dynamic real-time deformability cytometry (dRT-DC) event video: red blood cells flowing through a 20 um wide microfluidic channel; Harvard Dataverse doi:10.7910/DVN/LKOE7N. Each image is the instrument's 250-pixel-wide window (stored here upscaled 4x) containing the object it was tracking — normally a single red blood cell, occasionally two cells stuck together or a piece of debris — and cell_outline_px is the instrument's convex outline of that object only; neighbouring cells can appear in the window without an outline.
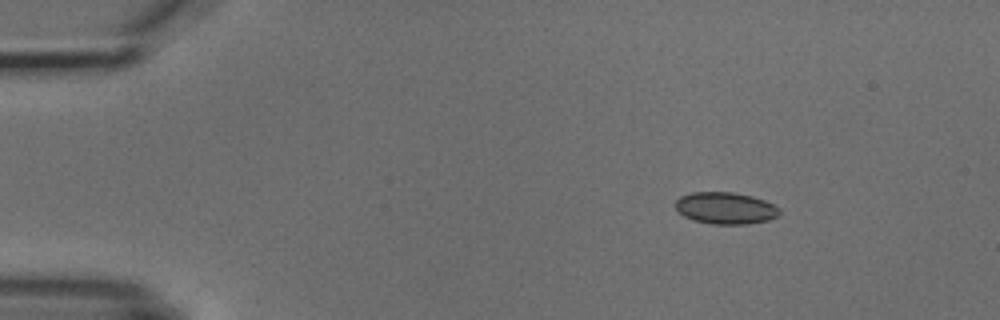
{"species": "common noctule bat (a hibernating species)", "species_latin": "Nyctalus noctula", "temperature_condition": "cold", "stored_images_in_passage": 5, "camera_frame_rate_fps": 3000, "um_per_image_px": 0.085, "animal": {"sex": "male", "body_mass_g": 18.8}, "frame": {"image": 1, "passage_image": 1, "time_ms": 0.0, "image_size_px": [1000, 320], "cell_outline_px": [[780, 216], [768, 220], [748, 224], [712, 224], [692, 220], [684, 216], [676, 208], [676, 200], [680, 196], [692, 192], [732, 192], [752, 196], [764, 200], [780, 208]], "centroid_in_image_um": [61.68, 17.69], "position_along_channel_um": 23.3, "area_um2": 19.36}}
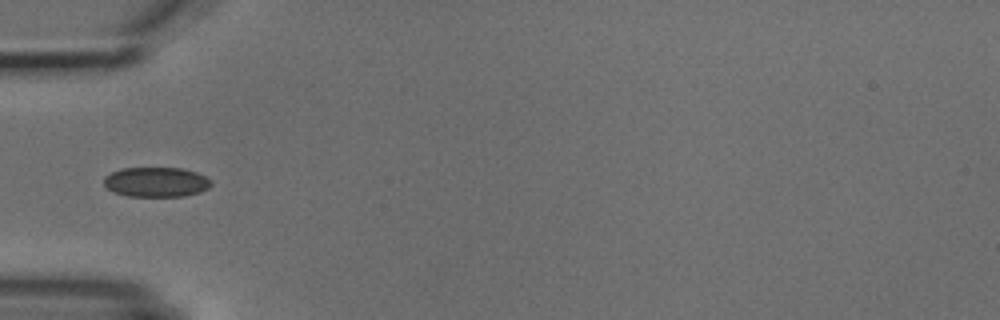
{"frame": {"image": 2, "passage_image": 4, "time_ms": 3.333, "image_size_px": [1000, 320], "cell_outline_px": [[212, 184], [208, 188], [200, 192], [184, 196], [128, 196], [112, 192], [104, 184], [104, 176], [120, 168], [184, 168], [196, 172], [212, 180]], "centroid_in_image_um": [13.28, 15.47], "position_along_channel_um": 71.7, "area_um2": 18.73}}
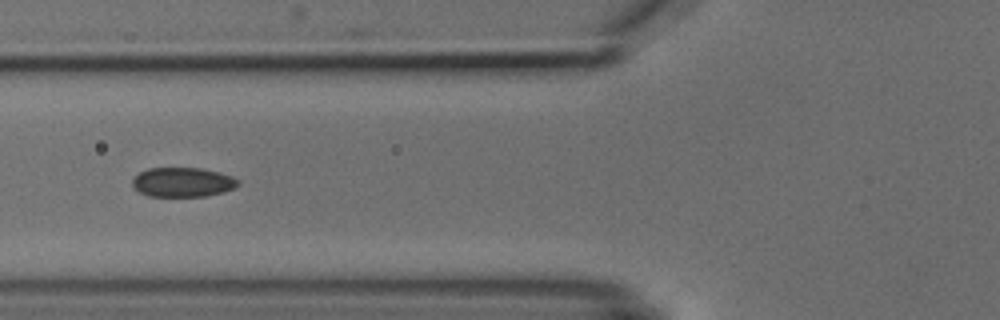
{"frame": {"image": 3, "passage_image": 5, "time_ms": 4.333, "image_size_px": [1000, 320], "cell_outline_px": [[240, 184], [236, 188], [224, 192], [204, 196], [148, 196], [140, 192], [132, 184], [132, 180], [140, 172], [148, 168], [200, 168], [220, 172], [232, 176], [240, 180]], "centroid_in_image_um": [15.58, 15.48], "position_along_channel_um": 110.2, "area_um2": 18.21}}